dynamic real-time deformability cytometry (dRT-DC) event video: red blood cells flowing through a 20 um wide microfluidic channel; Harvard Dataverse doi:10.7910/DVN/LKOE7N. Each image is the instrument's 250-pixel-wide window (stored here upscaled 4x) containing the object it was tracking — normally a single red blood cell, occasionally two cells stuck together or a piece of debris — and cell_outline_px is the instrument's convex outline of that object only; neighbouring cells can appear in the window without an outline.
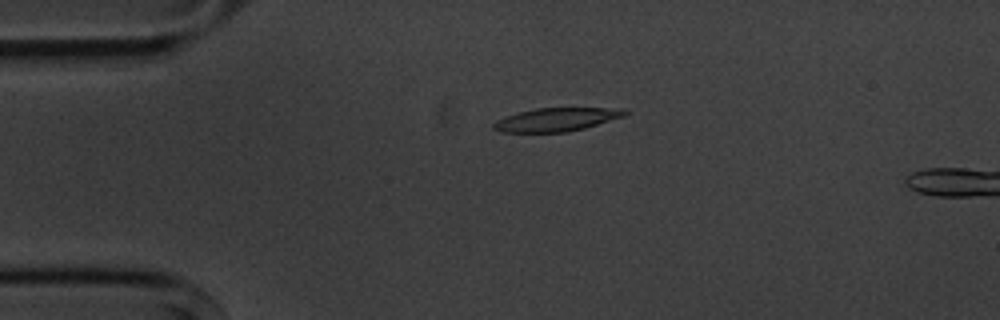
{"species": "common noctule bat (a hibernating species)", "species_latin": "Nyctalus noctula", "temperature_condition": "cold", "stored_images_in_passage": 2, "camera_frame_rate_fps": 3000, "um_per_image_px": 0.085, "animal": {"sex": "male", "body_mass_g": 20.1, "forearm_length_mm": 53.5}, "frame": {"image": 1, "passage_image": 1, "time_ms": 0.0, "image_size_px": [1000, 320], "cell_outline_px": [[628, 112], [624, 116], [584, 128], [568, 132], [504, 132], [492, 128], [492, 124], [496, 120], [520, 112], [536, 108], [624, 108]], "centroid_in_image_um": [47.31, 10.16], "position_along_channel_um": 37.7, "area_um2": 17.69}}